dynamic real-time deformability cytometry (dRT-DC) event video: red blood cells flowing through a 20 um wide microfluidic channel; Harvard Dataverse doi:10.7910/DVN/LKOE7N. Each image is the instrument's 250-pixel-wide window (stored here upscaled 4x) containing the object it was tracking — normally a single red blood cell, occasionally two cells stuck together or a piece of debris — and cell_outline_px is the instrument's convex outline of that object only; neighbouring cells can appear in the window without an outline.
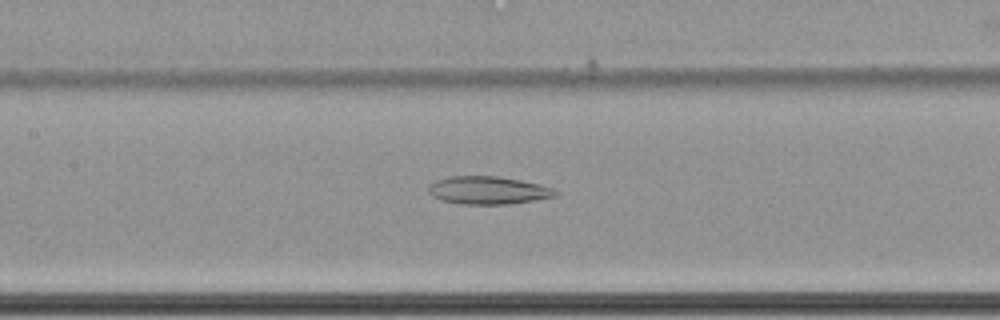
{"species": "common noctule bat (a hibernating species)", "species_latin": "Nyctalus noctula", "temperature_condition": "cold", "stored_images_in_passage": 53, "camera_frame_rate_fps": 3000, "um_per_image_px": 0.085, "animal": {"sex": "female", "body_mass_g": 22.7, "forearm_length_mm": 54.2}, "frame": {"image": 1, "passage_image": 22, "time_ms": 7.0, "image_size_px": [1000, 320], "cell_outline_px": [[556, 196], [536, 200], [508, 204], [460, 204], [444, 200], [432, 196], [428, 192], [428, 188], [436, 180], [448, 176], [496, 176], [520, 180], [540, 184], [552, 188], [556, 192]], "centroid_in_image_um": [41.48, 16.17], "position_along_channel_um": 165.9, "area_um2": 20.46}}
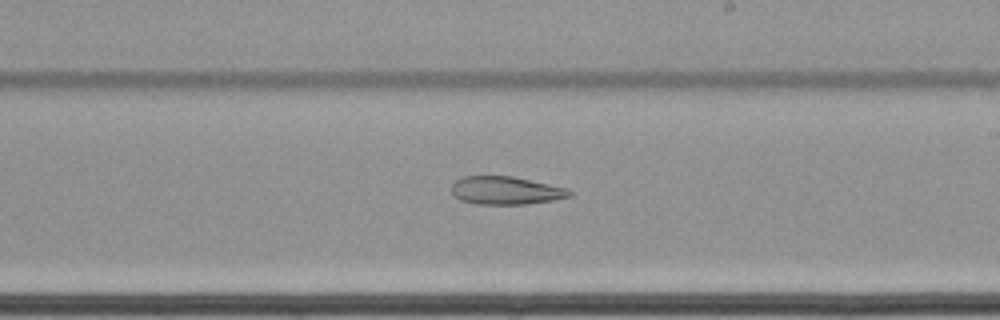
{"frame": {"image": 2, "passage_image": 29, "time_ms": 9.333, "image_size_px": [1000, 320], "cell_outline_px": [[572, 196], [552, 200], [524, 204], [476, 204], [460, 200], [452, 192], [452, 184], [456, 180], [464, 176], [512, 176], [548, 184], [564, 188], [572, 192]], "centroid_in_image_um": [42.96, 16.19], "position_along_channel_um": 246.0, "area_um2": 19.02}}
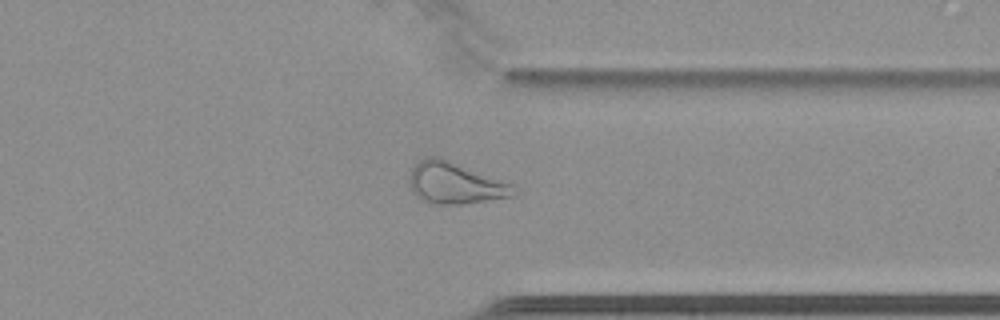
{"frame": {"image": 3, "passage_image": 40, "time_ms": 13.0, "image_size_px": [1000, 320], "cell_outline_px": [[520, 192], [512, 196], [460, 204], [440, 204], [420, 200], [416, 196], [408, 180], [412, 168], [420, 160], [428, 156], [436, 156], [512, 184]], "centroid_in_image_um": [38.67, 15.57], "position_along_channel_um": 372.7, "area_um2": 24.74}}